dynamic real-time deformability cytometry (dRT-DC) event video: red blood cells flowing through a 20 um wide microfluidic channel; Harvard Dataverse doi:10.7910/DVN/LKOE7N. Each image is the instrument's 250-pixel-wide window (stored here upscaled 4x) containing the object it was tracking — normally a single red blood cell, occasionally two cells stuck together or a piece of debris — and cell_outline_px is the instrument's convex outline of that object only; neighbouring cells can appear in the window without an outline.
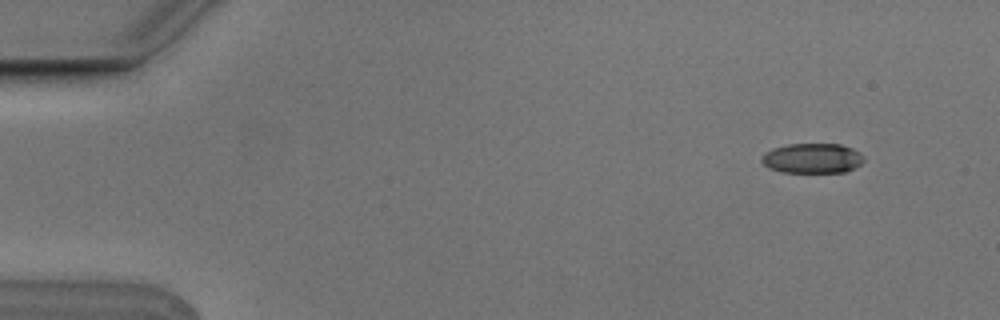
{"species": "Egyptian fruit bat (a non-hibernating species)", "species_latin": "Rousettus aegyptiacus", "temperature_condition": "cold", "stored_images_in_passage": 5, "camera_frame_rate_fps": 3000, "um_per_image_px": 0.085, "animal": {"sex": "male"}, "frame": {"image": 1, "passage_image": 2, "time_ms": 0.333, "image_size_px": [1000, 320], "cell_outline_px": [[864, 160], [856, 168], [844, 172], [780, 172], [768, 168], [760, 160], [760, 156], [764, 152], [772, 148], [788, 144], [840, 144], [852, 148], [860, 152], [864, 156]], "centroid_in_image_um": [69.03, 13.45], "position_along_channel_um": 16.0, "area_um2": 18.09}}